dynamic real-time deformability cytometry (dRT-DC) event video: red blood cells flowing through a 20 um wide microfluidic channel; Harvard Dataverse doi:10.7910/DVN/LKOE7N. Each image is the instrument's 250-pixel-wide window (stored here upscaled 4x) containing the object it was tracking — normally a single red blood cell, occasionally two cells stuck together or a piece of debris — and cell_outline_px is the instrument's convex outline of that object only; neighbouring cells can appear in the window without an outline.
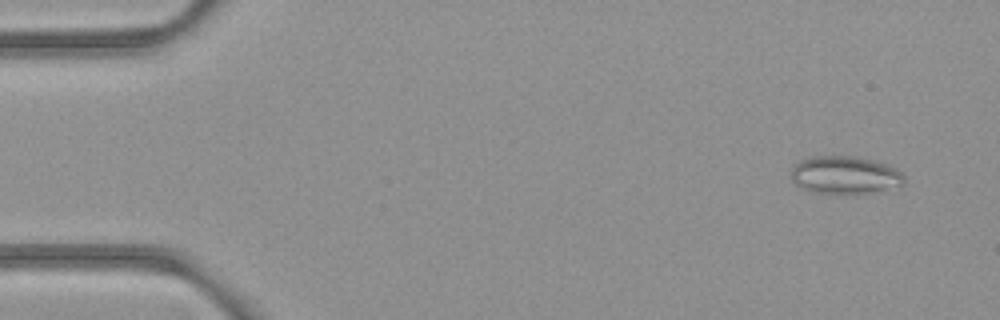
{"species": "common noctule bat (a hibernating species)", "species_latin": "Nyctalus noctula", "temperature_condition": "room temperature", "stored_images_in_passage": 51, "camera_frame_rate_fps": 3000, "um_per_image_px": 0.085, "animal": {"sex": "female", "body_mass_g": 21.9}, "frame": {"image": 1, "passage_image": 2, "time_ms": 0.333, "image_size_px": [1000, 320], "cell_outline_px": [[904, 184], [868, 192], [812, 192], [800, 188], [792, 180], [792, 168], [800, 160], [808, 156], [856, 156], [888, 164], [896, 168], [904, 176]], "centroid_in_image_um": [71.78, 14.84], "position_along_channel_um": 13.2, "area_um2": 24.45}}
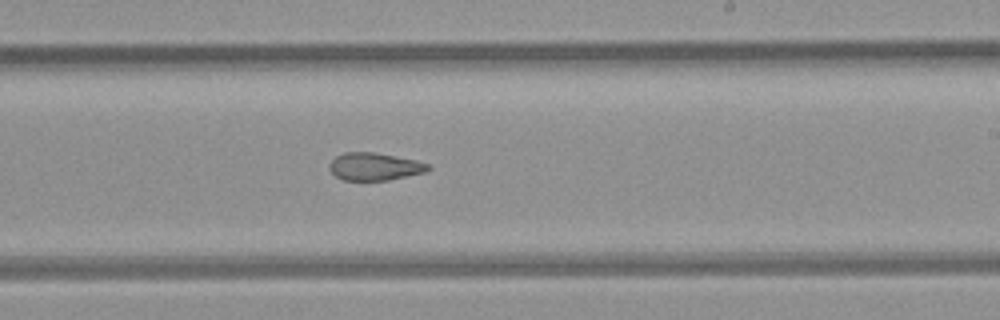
{"frame": {"image": 2, "passage_image": 30, "time_ms": 9.667, "image_size_px": [1000, 320], "cell_outline_px": [[432, 168], [428, 172], [388, 180], [344, 180], [336, 176], [328, 168], [328, 164], [336, 156], [344, 152], [372, 152], [416, 160], [428, 164]], "centroid_in_image_um": [31.85, 14.16], "position_along_channel_um": 257.2, "area_um2": 15.9}}
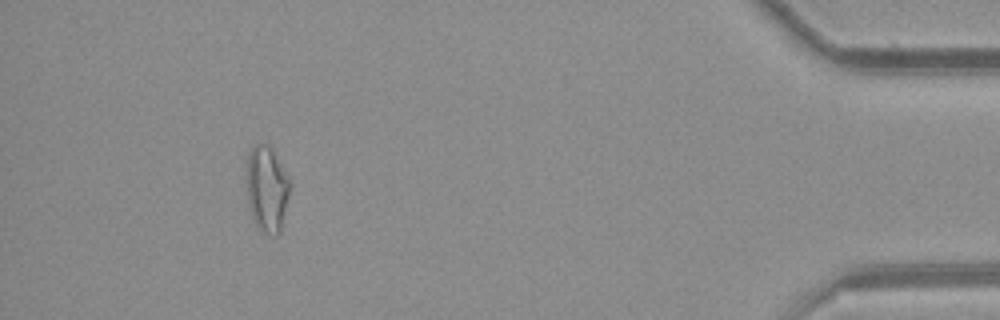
{"frame": {"image": 3, "passage_image": 47, "time_ms": 15.333, "image_size_px": [1000, 320], "cell_outline_px": [[288, 196], [280, 232], [276, 236], [272, 236], [256, 228], [252, 216], [248, 200], [248, 152], [252, 144], [264, 144], [272, 152], [288, 180]], "centroid_in_image_um": [22.65, 16.13], "position_along_channel_um": 412.6, "area_um2": 20.69}, "authors_computed_cell_mechanics": {"area_um2": 19.074, "velocity_mm_per_s": 3.934, "shape_relaxation_time_tau1_ms": null, "shape_relaxation_time_tau2_ms": 2.7948, "deformation_change_tau1": null, "deformation_change_tau2": 0.1022}}